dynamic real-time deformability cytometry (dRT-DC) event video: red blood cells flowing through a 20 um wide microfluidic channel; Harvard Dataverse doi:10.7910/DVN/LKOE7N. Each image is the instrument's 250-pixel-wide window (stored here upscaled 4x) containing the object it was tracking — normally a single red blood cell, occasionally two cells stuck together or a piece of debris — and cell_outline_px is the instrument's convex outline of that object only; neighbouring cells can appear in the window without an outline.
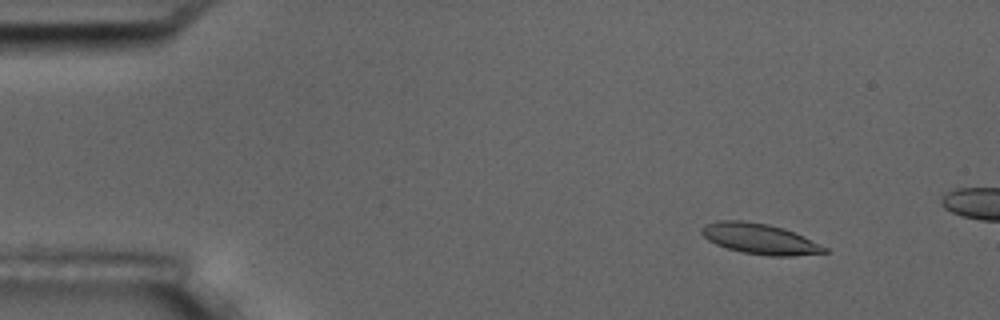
{"species": "common noctule bat (a hibernating species)", "species_latin": "Nyctalus noctula", "temperature_condition": "room temperature", "stored_images_in_passage": 5, "camera_frame_rate_fps": 3000, "um_per_image_px": 0.085, "animal": {"sex": "male", "body_mass_g": 17.5, "forearm_length_mm": 52.3}, "frame": {"image": 1, "passage_image": 2, "time_ms": 0.333, "image_size_px": [1000, 320], "cell_outline_px": [[828, 252], [792, 256], [768, 256], [744, 252], [728, 248], [716, 244], [708, 240], [700, 232], [700, 228], [704, 224], [716, 220], [744, 220], [768, 224], [784, 228], [804, 236], [828, 248]], "centroid_in_image_um": [64.56, 20.28], "position_along_channel_um": 20.4, "area_um2": 21.96}}